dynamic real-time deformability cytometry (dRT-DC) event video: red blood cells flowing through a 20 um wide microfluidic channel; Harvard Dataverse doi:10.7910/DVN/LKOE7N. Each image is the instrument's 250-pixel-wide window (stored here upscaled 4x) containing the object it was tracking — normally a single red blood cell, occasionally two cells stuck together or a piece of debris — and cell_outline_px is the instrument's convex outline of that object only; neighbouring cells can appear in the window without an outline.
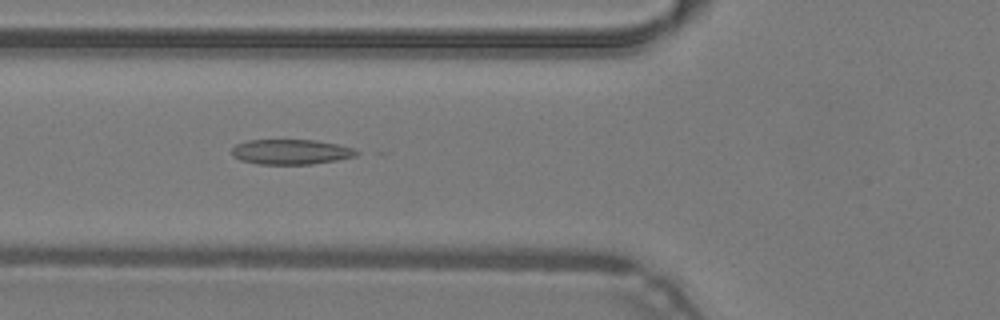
{"species": "common noctule bat (a hibernating species)", "species_latin": "Nyctalus noctula", "temperature_condition": "warm", "stored_images_in_passage": 36, "camera_frame_rate_fps": 3000, "um_per_image_px": 0.085, "animal": {"sex": "male", "body_mass_g": 19.2, "forearm_length_mm": 51.8}, "frame": {"image": 1, "passage_image": 18, "time_ms": 5.667, "image_size_px": [1000, 320], "cell_outline_px": [[360, 152], [356, 156], [336, 160], [312, 164], [256, 164], [240, 160], [232, 156], [232, 148], [236, 144], [248, 140], [316, 140], [336, 144], [352, 148]], "centroid_in_image_um": [24.7, 12.91], "position_along_channel_um": 101.1, "area_um2": 18.21}}
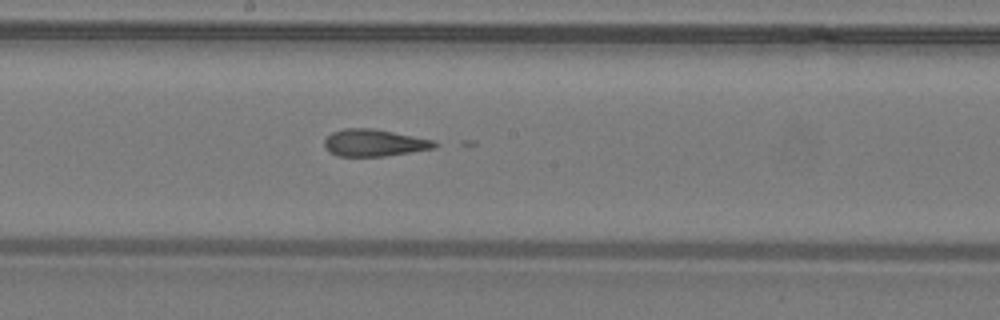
{"frame": {"image": 2, "passage_image": 26, "time_ms": 8.333, "image_size_px": [1000, 320], "cell_outline_px": [[444, 144], [436, 148], [384, 156], [336, 156], [328, 152], [324, 144], [324, 140], [332, 132], [344, 128], [372, 128], [436, 140]], "centroid_in_image_um": [31.86, 12.14], "position_along_channel_um": 216.3, "area_um2": 17.63}}
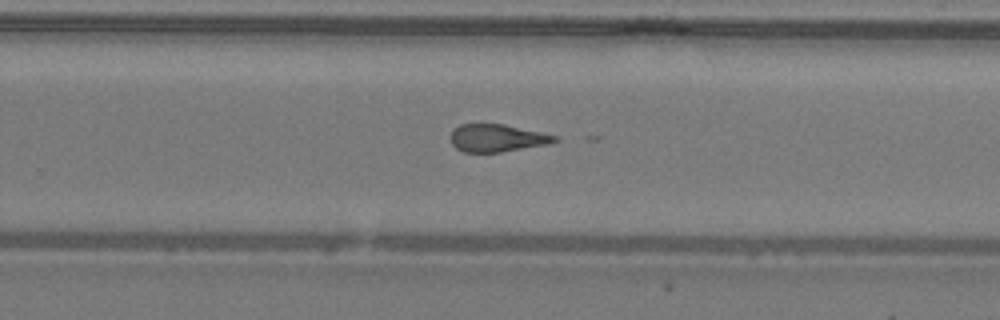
{"frame": {"image": 3, "passage_image": 31, "time_ms": 10.0, "image_size_px": [1000, 320], "cell_outline_px": [[560, 140], [548, 144], [500, 152], [464, 152], [456, 148], [452, 144], [448, 136], [452, 128], [460, 124], [504, 124], [560, 136]], "centroid_in_image_um": [42.23, 11.72], "position_along_channel_um": 287.6, "area_um2": 16.99}}